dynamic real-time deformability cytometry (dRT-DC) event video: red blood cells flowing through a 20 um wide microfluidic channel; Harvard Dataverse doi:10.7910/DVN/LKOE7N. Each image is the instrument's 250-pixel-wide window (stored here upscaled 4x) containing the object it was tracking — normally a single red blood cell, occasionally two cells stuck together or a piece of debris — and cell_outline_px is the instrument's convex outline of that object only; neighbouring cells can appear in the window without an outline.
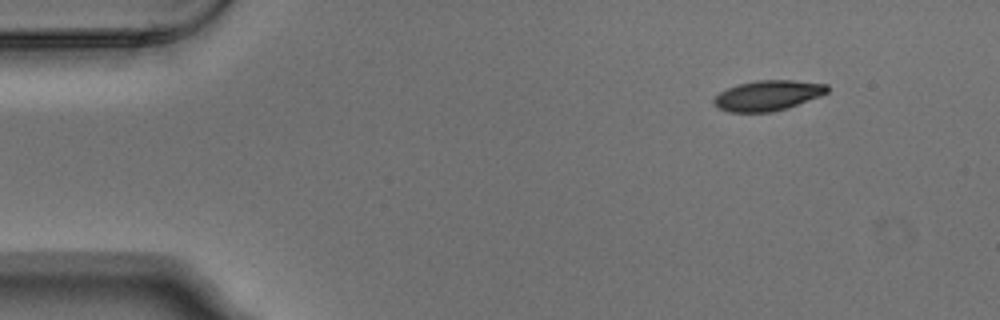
{"species": "Egyptian fruit bat (a non-hibernating species)", "species_latin": "Rousettus aegyptiacus", "temperature_condition": "warm", "stored_images_in_passage": 4, "camera_frame_rate_fps": 3000, "um_per_image_px": 0.085, "animal": {"sex": "male"}, "frame": {"image": 1, "passage_image": 1, "time_ms": 0.0, "image_size_px": [1000, 320], "cell_outline_px": [[828, 92], [820, 96], [788, 108], [772, 112], [728, 112], [720, 108], [712, 100], [720, 92], [736, 84], [756, 80], [796, 80], [828, 84]], "centroid_in_image_um": [65.29, 8.11], "position_along_channel_um": 19.7, "area_um2": 20.06}}
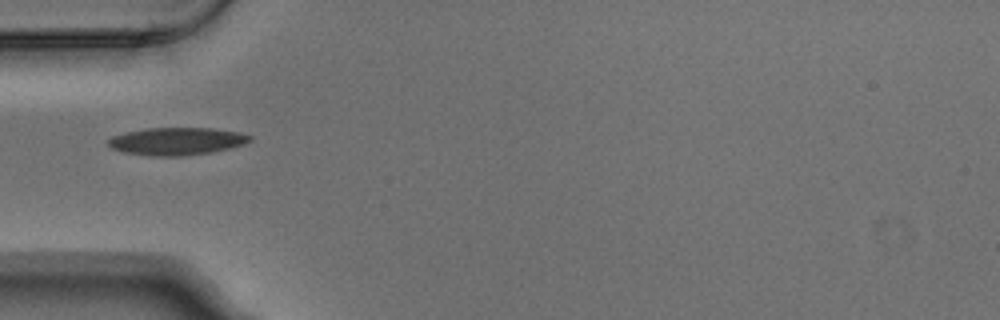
{"frame": {"image": 2, "passage_image": 4, "time_ms": 1.0, "image_size_px": [1000, 320], "cell_outline_px": [[252, 140], [244, 144], [232, 148], [212, 152], [180, 156], [148, 156], [124, 152], [112, 148], [108, 144], [108, 140], [112, 136], [128, 132], [148, 128], [212, 128], [240, 132], [252, 136]], "centroid_in_image_um": [15.06, 12.01], "position_along_channel_um": 69.9, "area_um2": 22.77}}